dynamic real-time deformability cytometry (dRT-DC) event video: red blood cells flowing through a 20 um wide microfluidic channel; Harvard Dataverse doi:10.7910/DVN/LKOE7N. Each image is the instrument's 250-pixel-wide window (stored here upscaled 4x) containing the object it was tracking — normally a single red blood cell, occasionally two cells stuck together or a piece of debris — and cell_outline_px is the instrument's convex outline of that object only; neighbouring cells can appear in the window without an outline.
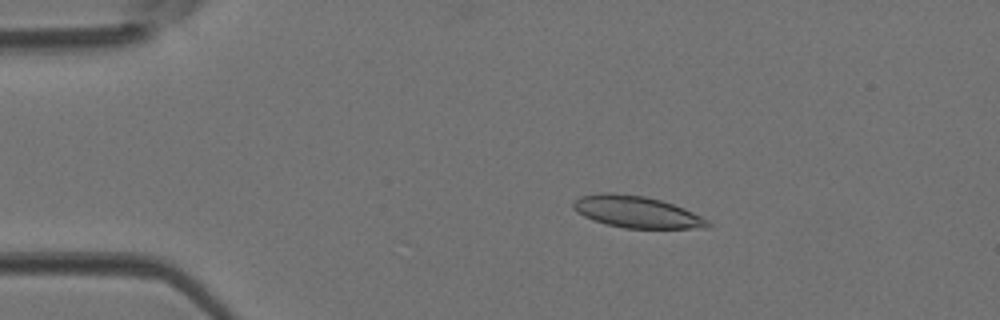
{"species": "Egyptian fruit bat (a non-hibernating species)", "species_latin": "Rousettus aegyptiacus", "temperature_condition": "room temperature", "stored_images_in_passage": 39, "camera_frame_rate_fps": 3000, "um_per_image_px": 0.085, "animal": {"sex": "female"}, "frame": {"image": 1, "passage_image": 2, "time_ms": 0.333, "image_size_px": [1000, 320], "cell_outline_px": [[712, 224], [708, 228], [624, 228], [592, 220], [584, 216], [572, 208], [572, 200], [580, 196], [600, 192], [612, 192], [644, 196], [660, 200], [684, 208], [708, 220]], "centroid_in_image_um": [54.07, 18.0], "position_along_channel_um": 30.9, "area_um2": 24.91}}
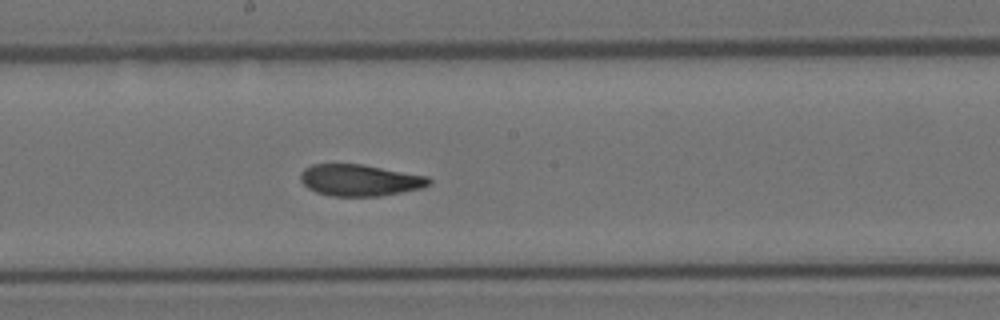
{"frame": {"image": 2, "passage_image": 18, "time_ms": 5.667, "image_size_px": [1000, 320], "cell_outline_px": [[432, 184], [420, 188], [380, 196], [332, 196], [316, 192], [308, 188], [300, 180], [300, 172], [304, 168], [312, 164], [360, 164], [428, 176], [432, 180]], "centroid_in_image_um": [30.57, 15.31], "position_along_channel_um": 217.6, "area_um2": 23.58}}
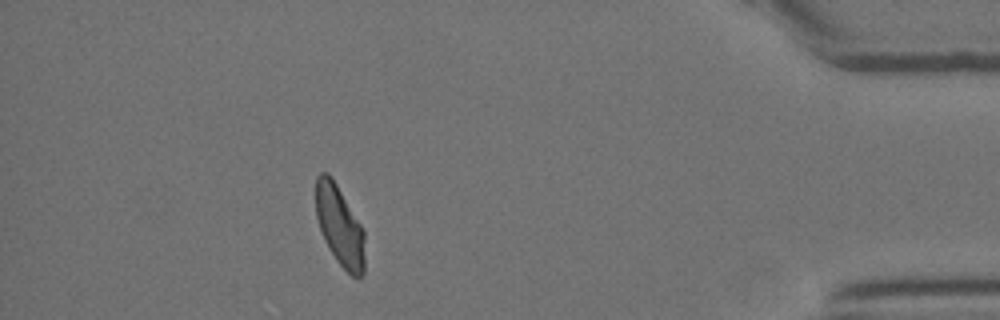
{"frame": {"image": 3, "passage_image": 34, "time_ms": 11.0, "image_size_px": [1000, 320], "cell_outline_px": [[364, 272], [360, 276], [352, 276], [336, 260], [328, 248], [324, 240], [316, 216], [316, 176], [320, 172], [328, 172], [336, 184], [360, 224], [364, 232]], "centroid_in_image_um": [28.85, 19.19], "position_along_channel_um": 406.3, "area_um2": 22.54}}